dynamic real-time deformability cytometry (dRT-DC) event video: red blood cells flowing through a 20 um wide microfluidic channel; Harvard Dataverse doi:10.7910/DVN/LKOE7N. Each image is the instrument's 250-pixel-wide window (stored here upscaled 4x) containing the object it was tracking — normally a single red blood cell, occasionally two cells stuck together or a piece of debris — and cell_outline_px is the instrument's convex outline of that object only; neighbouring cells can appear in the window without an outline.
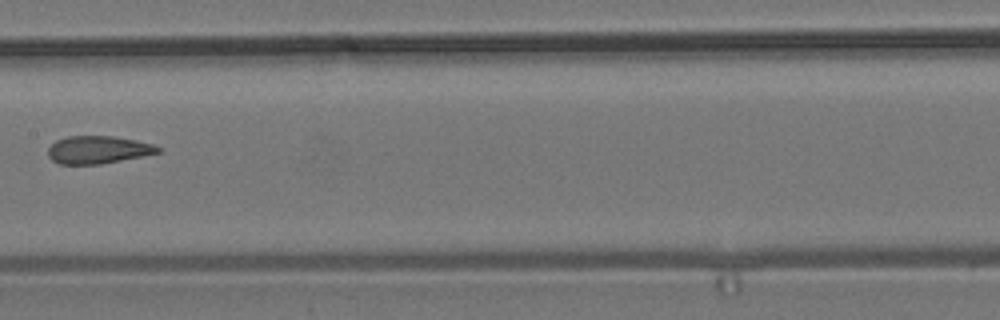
{"species": "common noctule bat (a hibernating species)", "species_latin": "Nyctalus noctula", "temperature_condition": "room temperature", "stored_images_in_passage": 9, "segment_of_instrument_passage": [1, 2], "camera_frame_rate_fps": 3000, "um_per_image_px": 0.085, "animal": {"sex": "male", "body_mass_g": 19.2, "forearm_length_mm": 51.8}, "frame": {"image": 1, "passage_image": 8, "time_ms": 8.667, "image_size_px": [1000, 320], "cell_outline_px": [[160, 152], [144, 156], [100, 164], [60, 164], [52, 160], [48, 156], [48, 148], [56, 140], [68, 136], [112, 136], [136, 140], [152, 144], [160, 148]], "centroid_in_image_um": [8.32, 12.73], "position_along_channel_um": 199.1, "area_um2": 17.69}}